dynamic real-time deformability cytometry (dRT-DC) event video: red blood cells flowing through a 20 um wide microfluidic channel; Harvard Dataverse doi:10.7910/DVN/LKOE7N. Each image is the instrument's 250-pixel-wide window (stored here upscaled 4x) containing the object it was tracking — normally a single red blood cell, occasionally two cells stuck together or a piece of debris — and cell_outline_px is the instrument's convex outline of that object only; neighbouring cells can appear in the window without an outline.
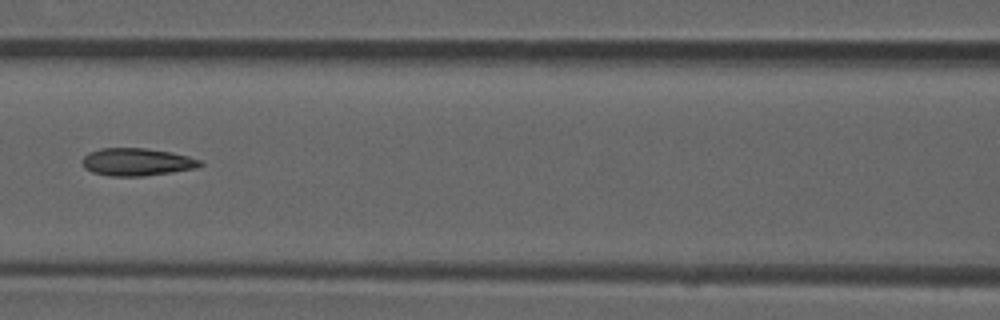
{"species": "common noctule bat (a hibernating species)", "species_latin": "Nyctalus noctula", "temperature_condition": "room temperature", "stored_images_in_passage": 8, "camera_frame_rate_fps": 3000, "um_per_image_px": 0.085, "animal": {"sex": "male", "forearm_length_mm": 52.5}, "frame": {"image": 1, "passage_image": 6, "time_ms": 1.667, "image_size_px": [1000, 320], "cell_outline_px": [[204, 164], [196, 168], [172, 172], [144, 176], [112, 176], [92, 172], [84, 168], [84, 156], [88, 152], [100, 148], [144, 148], [172, 152], [204, 160]], "centroid_in_image_um": [11.68, 13.76], "position_along_channel_um": 154.9, "area_um2": 19.02}}
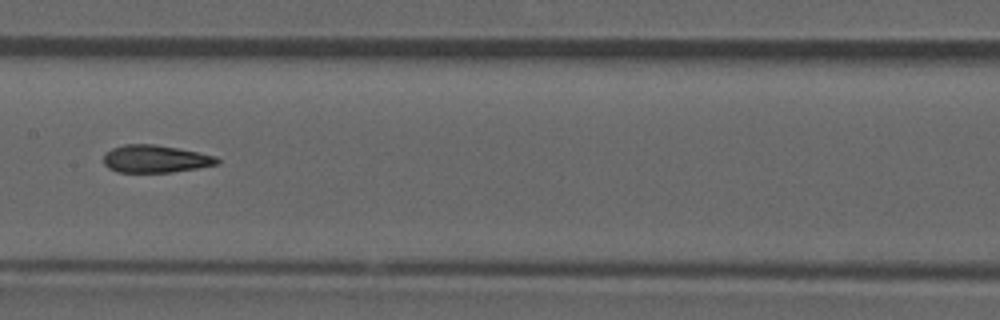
{"frame": {"image": 2, "passage_image": 7, "time_ms": 2.0, "image_size_px": [1000, 320], "cell_outline_px": [[220, 164], [172, 172], [116, 172], [108, 168], [104, 164], [104, 152], [112, 148], [124, 144], [156, 144], [216, 156], [220, 160]], "centroid_in_image_um": [13.18, 13.5], "position_along_channel_um": 194.2, "area_um2": 18.26}}
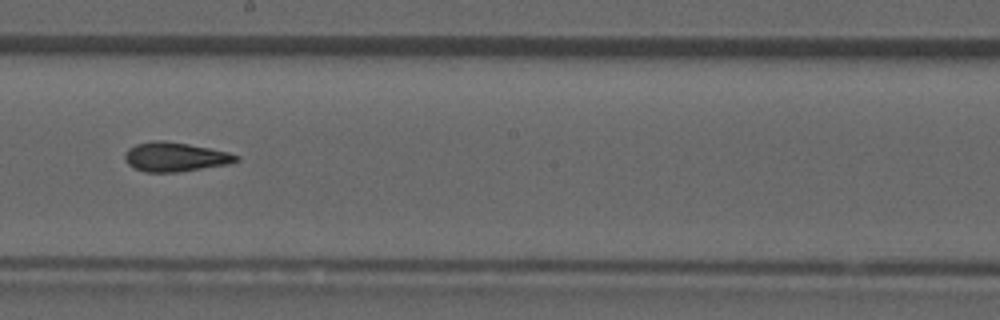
{"frame": {"image": 3, "passage_image": 8, "time_ms": 2.333, "image_size_px": [1000, 320], "cell_outline_px": [[240, 160], [232, 164], [180, 172], [144, 172], [128, 164], [124, 160], [124, 152], [128, 148], [136, 144], [156, 140], [164, 140], [188, 144], [228, 152], [240, 156]], "centroid_in_image_um": [14.91, 13.34], "position_along_channel_um": 233.3, "area_um2": 19.19}}